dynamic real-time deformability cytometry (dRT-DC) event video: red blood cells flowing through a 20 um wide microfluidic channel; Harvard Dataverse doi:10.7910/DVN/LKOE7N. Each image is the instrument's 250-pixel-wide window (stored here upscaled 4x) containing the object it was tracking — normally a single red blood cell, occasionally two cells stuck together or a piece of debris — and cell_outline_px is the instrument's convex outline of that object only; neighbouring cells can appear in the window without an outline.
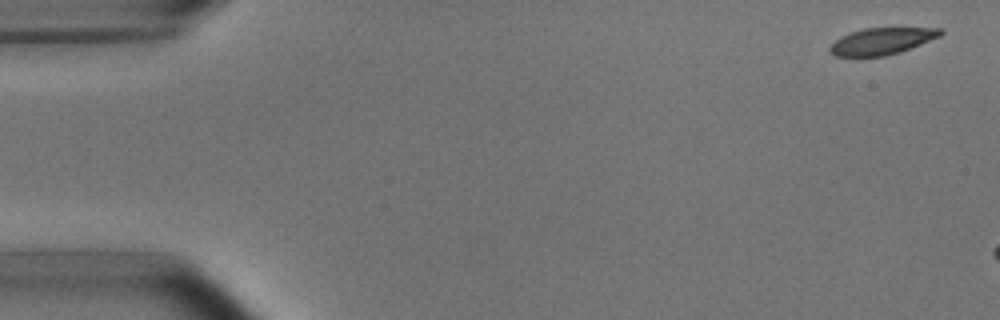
{"species": "common noctule bat (a hibernating species)", "species_latin": "Nyctalus noctula", "temperature_condition": "room temperature", "stored_images_in_passage": 3, "camera_frame_rate_fps": 3000, "um_per_image_px": 0.085, "animal": {"sex": "male", "body_mass_g": 15.6}, "frame": {"image": 1, "passage_image": 1, "time_ms": 0.0, "image_size_px": [1000, 320], "cell_outline_px": [[944, 32], [940, 36], [900, 52], [884, 56], [836, 56], [828, 52], [828, 48], [840, 36], [864, 28], [940, 28]], "centroid_in_image_um": [74.92, 3.5], "position_along_channel_um": 10.1, "area_um2": 17.05}}